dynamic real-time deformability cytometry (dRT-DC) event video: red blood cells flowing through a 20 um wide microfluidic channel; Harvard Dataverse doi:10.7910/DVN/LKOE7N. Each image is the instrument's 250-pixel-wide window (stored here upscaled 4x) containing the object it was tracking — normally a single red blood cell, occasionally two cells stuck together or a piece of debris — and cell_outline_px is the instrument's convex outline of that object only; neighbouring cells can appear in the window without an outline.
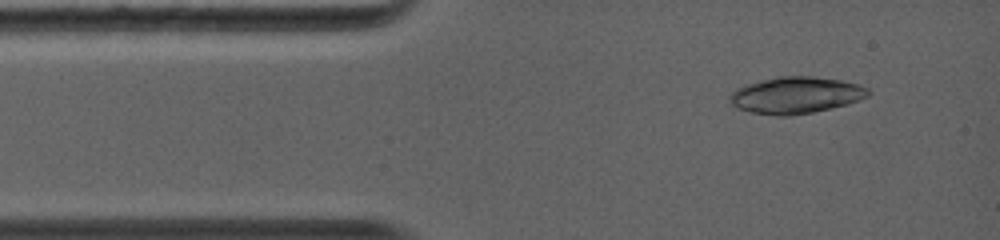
{"species": "common noctule bat (a hibernating species)", "species_latin": "Nyctalus noctula", "temperature_condition": "warm", "stored_images_in_passage": 4, "camera_frame_rate_fps": 5000, "um_per_image_px": 0.085, "animal": {"sex": "female", "body_mass_g": 19.0, "forearm_length_mm": 56.7}, "frame": {"image": 1, "passage_image": 2, "time_ms": 0.6, "image_size_px": [1000, 240], "cell_outline_px": [[872, 92], [868, 96], [860, 100], [848, 104], [832, 108], [812, 112], [788, 116], [776, 116], [752, 112], [736, 108], [728, 100], [728, 96], [736, 88], [744, 84], [780, 76], [812, 76], [840, 80], [860, 84], [868, 88]], "centroid_in_image_um": [67.65, 8.09], "position_along_channel_um": 17.4, "area_um2": 29.82}}